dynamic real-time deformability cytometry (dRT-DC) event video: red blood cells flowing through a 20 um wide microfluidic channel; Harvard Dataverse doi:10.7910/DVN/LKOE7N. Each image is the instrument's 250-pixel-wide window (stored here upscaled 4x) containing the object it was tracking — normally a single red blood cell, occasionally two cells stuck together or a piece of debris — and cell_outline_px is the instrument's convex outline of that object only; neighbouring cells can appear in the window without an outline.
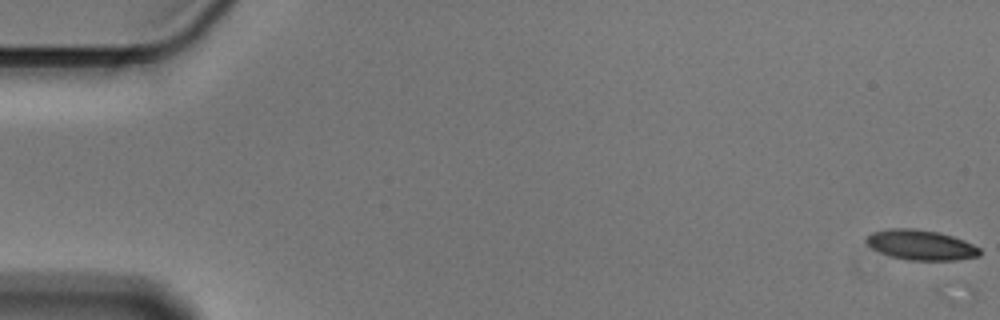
{"species": "Egyptian fruit bat (a non-hibernating species)", "species_latin": "Rousettus aegyptiacus", "temperature_condition": "cold", "stored_images_in_passage": 3, "camera_frame_rate_fps": 3000, "um_per_image_px": 0.085, "animal": {"sex": "male"}, "frame": {"image": 1, "passage_image": 1, "time_ms": 0.0, "image_size_px": [1000, 320], "cell_outline_px": [[980, 256], [956, 260], [908, 260], [892, 256], [880, 252], [872, 248], [864, 240], [872, 232], [888, 228], [916, 228], [940, 232], [964, 240], [980, 248]], "centroid_in_image_um": [78.28, 20.81], "position_along_channel_um": 6.7, "area_um2": 19.94}}